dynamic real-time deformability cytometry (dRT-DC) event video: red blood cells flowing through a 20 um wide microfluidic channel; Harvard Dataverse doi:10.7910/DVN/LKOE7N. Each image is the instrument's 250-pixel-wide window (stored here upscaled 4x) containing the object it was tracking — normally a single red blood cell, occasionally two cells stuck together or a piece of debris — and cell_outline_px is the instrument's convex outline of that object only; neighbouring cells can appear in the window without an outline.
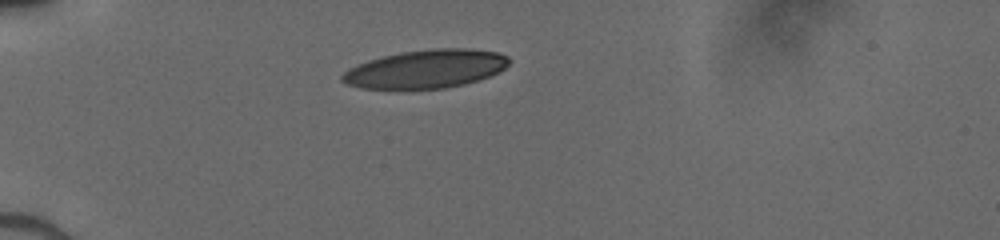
{"species": "human", "species_latin": "Homo sapiens", "temperature_condition": "cold", "stored_images_in_passage": 24, "camera_frame_rate_fps": 3000, "um_per_image_px": 0.085, "donor": {"sex": "male"}, "frame": {"image": 1, "passage_image": 1, "time_ms": 0.0, "image_size_px": [1000, 240], "cell_outline_px": [[512, 60], [500, 72], [464, 84], [444, 88], [412, 92], [396, 92], [360, 88], [348, 84], [340, 80], [340, 76], [344, 72], [368, 60], [400, 52], [436, 48], [464, 48], [496, 52], [508, 56]], "centroid_in_image_um": [36.15, 5.92], "position_along_channel_um": 48.8, "area_um2": 38.32}}
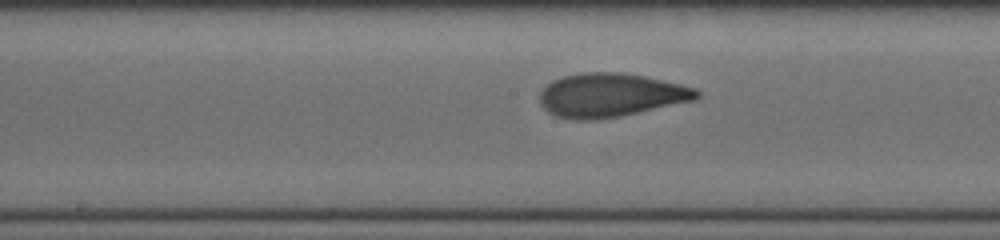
{"frame": {"image": 2, "passage_image": 14, "time_ms": 4.333, "image_size_px": [1000, 240], "cell_outline_px": [[700, 96], [696, 100], [620, 116], [592, 120], [576, 120], [556, 116], [548, 112], [540, 104], [540, 92], [552, 80], [564, 76], [580, 72], [620, 72], [644, 76], [680, 84], [696, 88], [700, 92]], "centroid_in_image_um": [51.91, 8.08], "position_along_channel_um": 196.3, "area_um2": 40.0}}
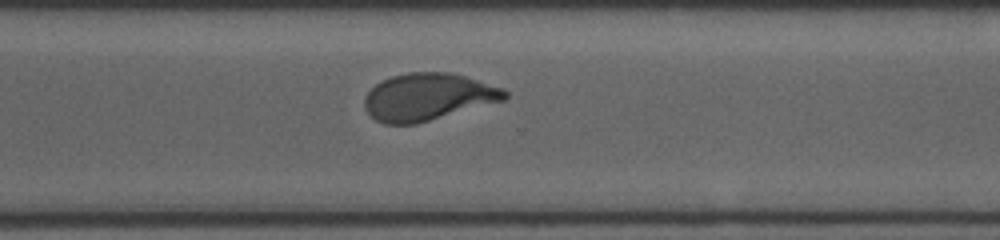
{"frame": {"image": 3, "passage_image": 24, "time_ms": 7.667, "image_size_px": [1000, 240], "cell_outline_px": [[508, 96], [504, 100], [416, 124], [384, 124], [376, 120], [364, 108], [364, 96], [376, 84], [392, 76], [408, 72], [452, 72], [504, 88], [508, 92]], "centroid_in_image_um": [36.38, 8.23], "position_along_channel_um": 334.2, "area_um2": 38.49}}